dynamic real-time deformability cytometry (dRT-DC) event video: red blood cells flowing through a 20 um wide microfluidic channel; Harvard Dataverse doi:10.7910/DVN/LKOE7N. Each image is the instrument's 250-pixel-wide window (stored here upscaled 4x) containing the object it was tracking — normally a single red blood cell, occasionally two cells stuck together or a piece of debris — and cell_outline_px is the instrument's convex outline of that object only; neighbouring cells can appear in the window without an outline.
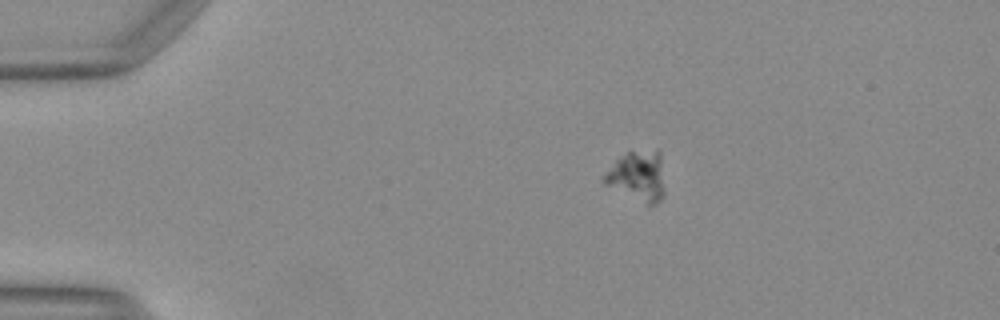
{"species": "Egyptian fruit bat (a non-hibernating species)", "species_latin": "Rousettus aegyptiacus", "temperature_condition": "warm", "stored_images_in_passage": 43, "camera_frame_rate_fps": 3000, "um_per_image_px": 0.085, "animal": {"sex": "female"}, "frame": {"image": 1, "passage_image": 1, "time_ms": 0.0, "image_size_px": [1000, 320], "cell_outline_px": [[664, 192], [660, 200], [656, 204], [648, 204], [604, 184], [600, 180], [616, 160], [628, 152], [656, 148], [660, 148], [664, 188]], "centroid_in_image_um": [54.23, 14.92], "position_along_channel_um": 30.8, "area_um2": 17.57}}
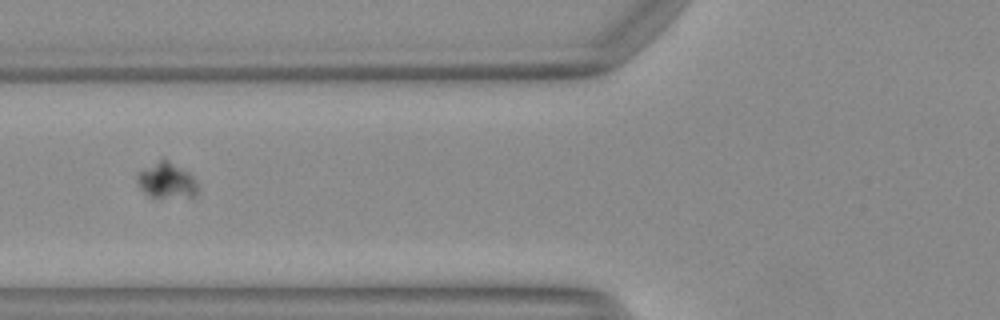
{"frame": {"image": 2, "passage_image": 12, "time_ms": 3.667, "image_size_px": [1000, 320], "cell_outline_px": [[196, 192], [192, 196], [152, 196], [144, 192], [136, 184], [136, 172], [160, 156], [164, 156], [188, 172], [192, 176], [196, 184]], "centroid_in_image_um": [14.06, 15.24], "position_along_channel_um": 111.7, "area_um2": 12.72}}
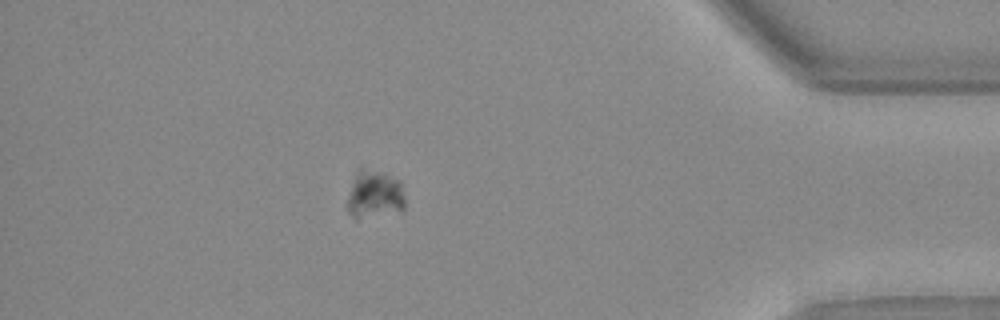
{"frame": {"image": 3, "passage_image": 37, "time_ms": 12.0, "image_size_px": [1000, 320], "cell_outline_px": [[404, 208], [356, 220], [344, 208], [344, 204], [356, 168], [360, 168], [384, 172], [400, 180], [404, 196]], "centroid_in_image_um": [31.74, 16.5], "position_along_channel_um": 403.5, "area_um2": 16.53}}